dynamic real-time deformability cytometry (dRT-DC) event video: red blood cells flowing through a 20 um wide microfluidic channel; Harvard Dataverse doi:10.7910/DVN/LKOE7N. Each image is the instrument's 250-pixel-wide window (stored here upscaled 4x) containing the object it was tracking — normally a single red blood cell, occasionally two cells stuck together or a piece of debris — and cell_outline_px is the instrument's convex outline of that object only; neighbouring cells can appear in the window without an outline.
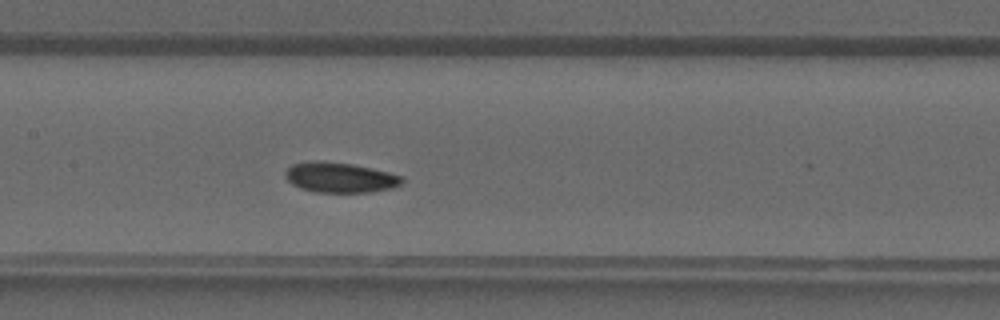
{"species": "common noctule bat (a hibernating species)", "species_latin": "Nyctalus noctula", "temperature_condition": "warm", "stored_images_in_passage": 31, "camera_frame_rate_fps": 3000, "um_per_image_px": 0.085, "animal": {"sex": "male", "forearm_length_mm": 52.5}, "frame": {"image": 1, "passage_image": 14, "time_ms": 4.333, "image_size_px": [1000, 320], "cell_outline_px": [[404, 180], [400, 184], [392, 188], [372, 192], [316, 192], [300, 188], [292, 184], [284, 176], [284, 172], [292, 164], [316, 160], [320, 160], [352, 164], [388, 172], [404, 176]], "centroid_in_image_um": [28.89, 15.08], "position_along_channel_um": 178.5, "area_um2": 20.58}}
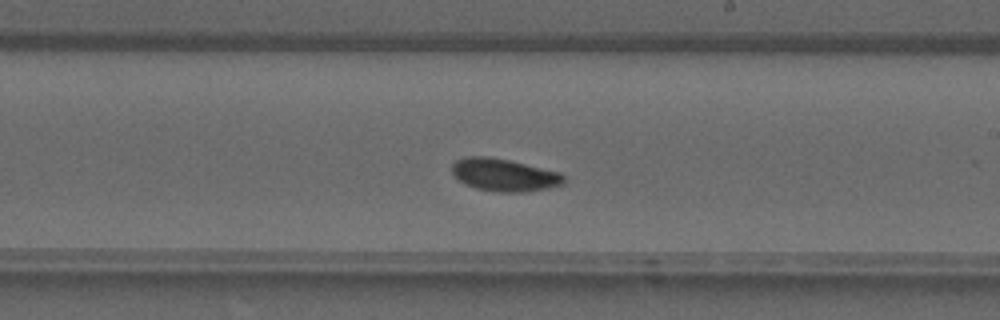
{"frame": {"image": 2, "passage_image": 18, "time_ms": 5.667, "image_size_px": [1000, 320], "cell_outline_px": [[564, 184], [548, 188], [524, 192], [500, 192], [476, 188], [464, 184], [452, 172], [452, 164], [456, 160], [468, 156], [488, 156], [508, 160], [560, 172], [564, 176]], "centroid_in_image_um": [42.86, 14.87], "position_along_channel_um": 246.1, "area_um2": 21.1}}
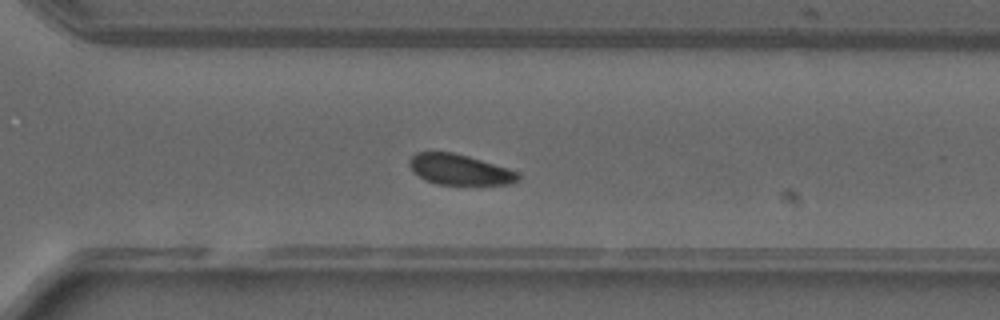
{"frame": {"image": 3, "passage_image": 23, "time_ms": 7.333, "image_size_px": [1000, 320], "cell_outline_px": [[520, 180], [512, 184], [436, 184], [424, 180], [412, 172], [408, 164], [408, 160], [416, 152], [452, 152], [468, 156], [508, 168], [516, 172], [520, 176]], "centroid_in_image_um": [39.02, 14.42], "position_along_channel_um": 331.6, "area_um2": 19.42}}